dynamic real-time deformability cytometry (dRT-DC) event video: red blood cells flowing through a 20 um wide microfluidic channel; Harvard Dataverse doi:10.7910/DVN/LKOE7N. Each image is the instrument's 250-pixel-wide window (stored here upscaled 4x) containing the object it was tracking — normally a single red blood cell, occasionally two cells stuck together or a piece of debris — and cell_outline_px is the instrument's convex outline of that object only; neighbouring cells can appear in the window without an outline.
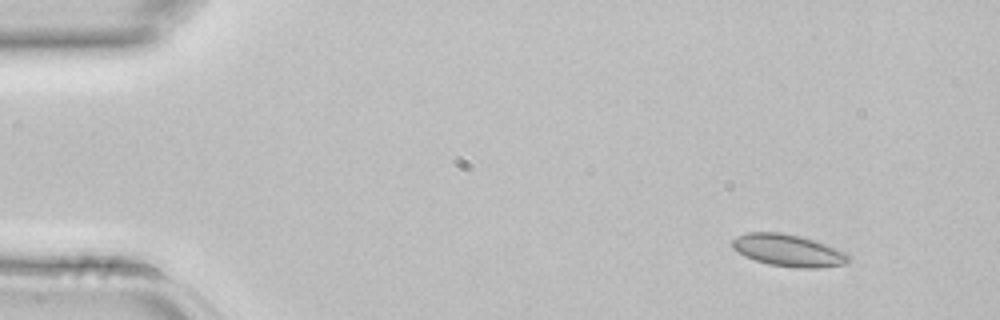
{"species": "common noctule bat (a hibernating species)", "species_latin": "Nyctalus noctula", "temperature_condition": "room temperature", "stored_images_in_passage": 4, "camera_frame_rate_fps": 3000, "um_per_image_px": 0.085, "animal": {"sex": "female", "body_mass_g": 22.7, "forearm_length_mm": 54.2}, "frame": {"image": 1, "passage_image": 1, "time_ms": 0.0, "image_size_px": [1000, 320], "cell_outline_px": [[852, 260], [844, 264], [820, 268], [796, 268], [768, 264], [744, 256], [732, 248], [732, 240], [736, 236], [748, 232], [780, 232], [800, 236], [816, 240], [848, 252], [852, 256]], "centroid_in_image_um": [67.06, 21.28], "position_along_channel_um": 17.9, "area_um2": 22.14}}
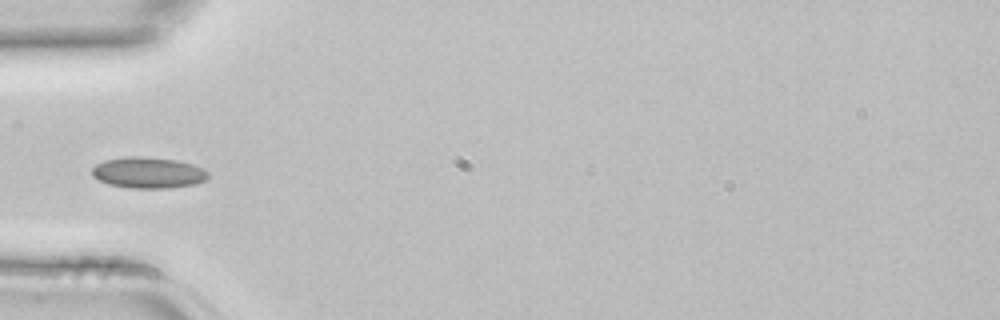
{"frame": {"image": 2, "passage_image": 4, "time_ms": 1.0, "image_size_px": [1000, 320], "cell_outline_px": [[208, 180], [196, 184], [168, 188], [132, 188], [108, 184], [92, 176], [92, 168], [96, 164], [104, 160], [128, 156], [144, 156], [176, 160], [192, 164], [208, 172]], "centroid_in_image_um": [12.6, 14.67], "position_along_channel_um": 72.4, "area_um2": 21.1}}